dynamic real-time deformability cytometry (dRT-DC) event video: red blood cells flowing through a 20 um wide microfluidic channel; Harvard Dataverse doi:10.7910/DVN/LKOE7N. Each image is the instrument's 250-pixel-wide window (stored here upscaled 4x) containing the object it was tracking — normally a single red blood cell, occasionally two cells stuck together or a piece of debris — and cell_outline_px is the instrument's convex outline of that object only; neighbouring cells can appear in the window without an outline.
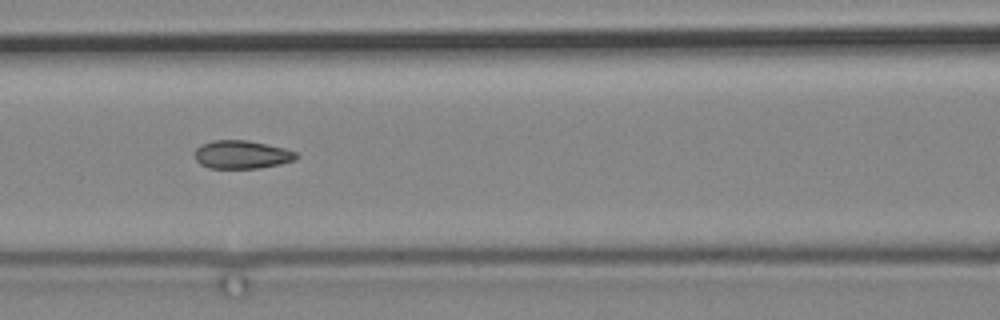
{"species": "common noctule bat (a hibernating species)", "species_latin": "Nyctalus noctula", "temperature_condition": "cold", "stored_images_in_passage": 6, "camera_frame_rate_fps": 3000, "um_per_image_px": 0.085, "animal": {"sex": "male", "body_mass_g": 19.2, "forearm_length_mm": 51.8}, "frame": {"image": 1, "passage_image": 3, "time_ms": 2.333, "image_size_px": [1000, 320], "cell_outline_px": [[300, 156], [292, 160], [280, 164], [260, 168], [208, 168], [200, 164], [196, 160], [196, 148], [200, 144], [212, 140], [248, 140], [284, 148], [296, 152]], "centroid_in_image_um": [20.54, 13.13], "position_along_channel_um": 146.1, "area_um2": 16.7}}
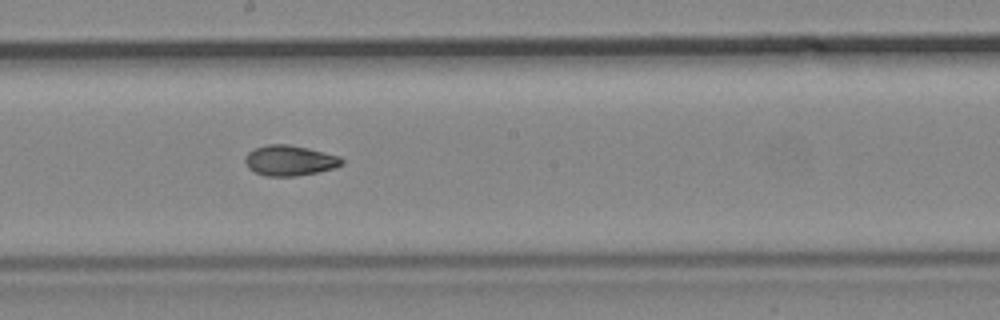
{"frame": {"image": 2, "passage_image": 5, "time_ms": 4.667, "image_size_px": [1000, 320], "cell_outline_px": [[344, 164], [336, 168], [296, 176], [264, 176], [248, 168], [244, 160], [244, 156], [248, 152], [256, 148], [268, 144], [288, 144], [308, 148], [340, 156], [344, 160]], "centroid_in_image_um": [24.64, 13.64], "position_along_channel_um": 223.6, "area_um2": 17.22}}
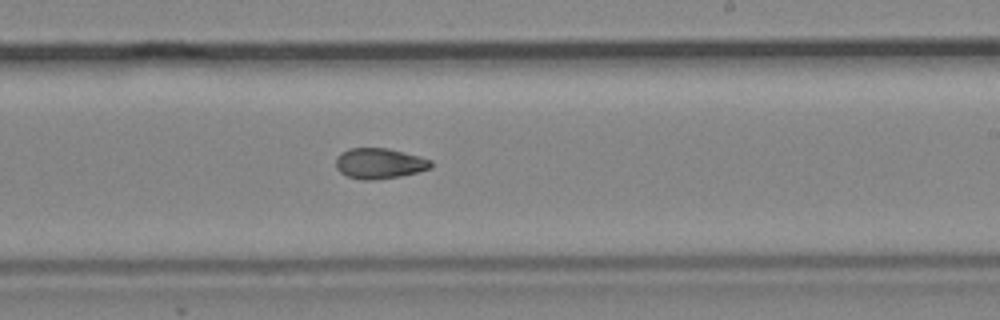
{"frame": {"image": 3, "passage_image": 6, "time_ms": 5.667, "image_size_px": [1000, 320], "cell_outline_px": [[432, 168], [400, 176], [376, 180], [360, 180], [348, 176], [340, 172], [336, 168], [336, 156], [340, 152], [348, 148], [388, 148], [420, 156], [432, 160]], "centroid_in_image_um": [32.24, 13.88], "position_along_channel_um": 256.8, "area_um2": 17.11}}